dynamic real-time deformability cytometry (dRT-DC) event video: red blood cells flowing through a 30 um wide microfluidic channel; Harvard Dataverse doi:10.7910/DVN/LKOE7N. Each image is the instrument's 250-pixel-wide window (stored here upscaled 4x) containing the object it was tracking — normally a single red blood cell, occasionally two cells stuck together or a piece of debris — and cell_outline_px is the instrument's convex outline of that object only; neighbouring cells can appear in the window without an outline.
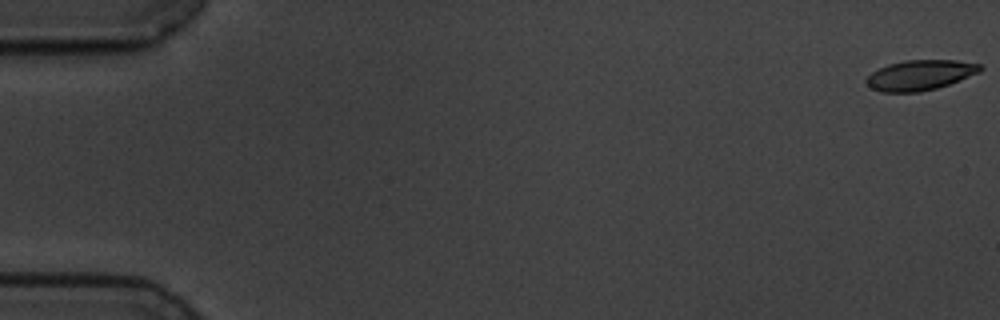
{"species": "common noctule bat (a hibernating species)", "species_latin": "Nyctalus noctula", "temperature_condition": "cold", "stored_images_in_passage": 58, "camera_frame_rate_fps": 3000, "um_per_image_px": 0.085, "animal": {"sex": "male", "body_mass_g": 19.5, "forearm_length_mm": 54.6}, "frame": {"image": 1, "passage_image": 1, "time_ms": 0.0, "image_size_px": [1000, 320], "cell_outline_px": [[984, 68], [980, 72], [948, 84], [936, 88], [920, 92], [880, 92], [872, 88], [864, 80], [872, 72], [888, 64], [904, 60], [956, 60], [980, 64]], "centroid_in_image_um": [78.2, 6.38], "position_along_channel_um": 6.8, "area_um2": 19.94}}
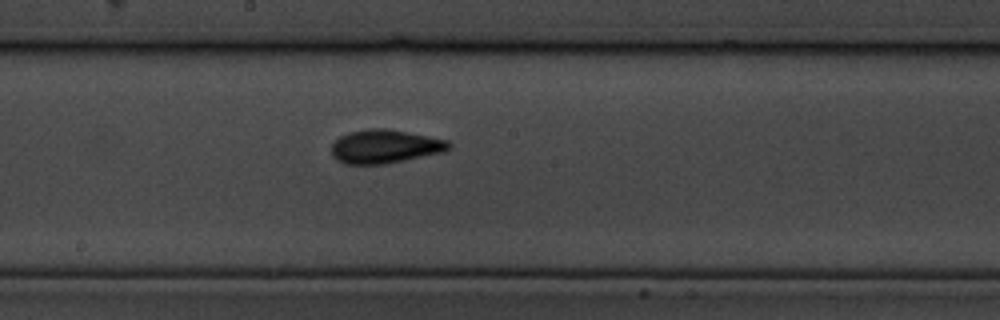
{"frame": {"image": 2, "passage_image": 32, "time_ms": 10.333, "image_size_px": [1000, 320], "cell_outline_px": [[452, 144], [444, 152], [384, 164], [344, 164], [336, 160], [332, 156], [332, 144], [340, 136], [348, 132], [368, 128], [388, 128], [448, 140]], "centroid_in_image_um": [32.7, 12.44], "position_along_channel_um": 215.5, "area_um2": 23.06}}
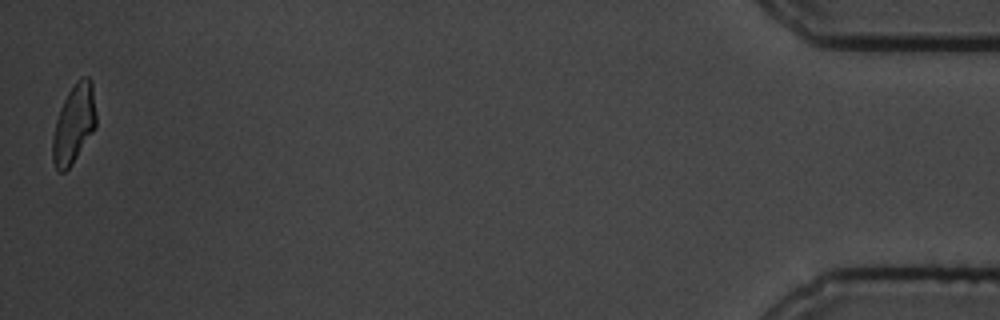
{"frame": {"image": 3, "passage_image": 58, "time_ms": 19.0, "image_size_px": [1000, 320], "cell_outline_px": [[96, 128], [72, 164], [64, 172], [56, 172], [52, 160], [52, 136], [56, 120], [60, 108], [68, 92], [76, 80], [84, 76], [88, 76], [92, 80], [96, 112]], "centroid_in_image_um": [6.28, 10.54], "position_along_channel_um": 428.9, "area_um2": 20.29}, "authors_computed_cell_mechanics": {"area_um2": 21.0103, "velocity_mm_per_s": 3.4889, "shape_relaxation_time_tau1_ms": 3.0423, "shape_relaxation_time_tau2_ms": 1.9979, "deformation_change_tau1": 0.1588, "deformation_change_tau2": 0.0914}}